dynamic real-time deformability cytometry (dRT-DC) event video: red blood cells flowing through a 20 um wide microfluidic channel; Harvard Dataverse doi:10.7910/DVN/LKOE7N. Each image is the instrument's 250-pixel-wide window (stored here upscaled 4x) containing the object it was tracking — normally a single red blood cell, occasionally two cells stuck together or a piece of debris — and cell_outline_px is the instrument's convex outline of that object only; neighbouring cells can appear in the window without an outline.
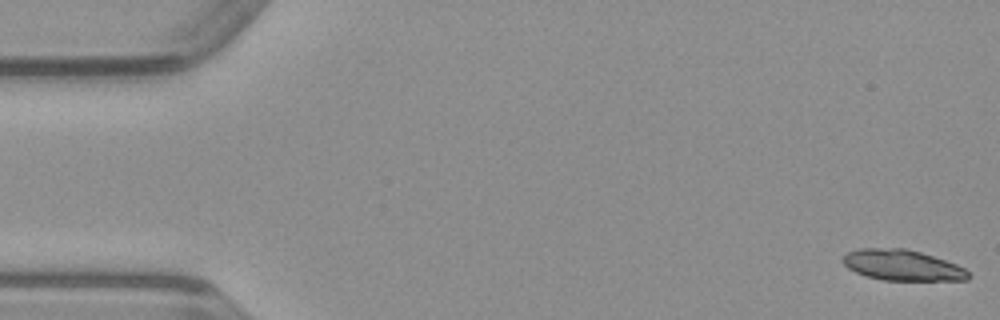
{"species": "common noctule bat (a hibernating species)", "species_latin": "Nyctalus noctula", "temperature_condition": "warm", "stored_images_in_passage": 49, "segment_of_instrument_passage": [1, 2], "camera_frame_rate_fps": 3000, "um_per_image_px": 0.085, "animal": {"sex": "male", "body_mass_g": 23.1, "forearm_length_mm": 52.7}, "frame": {"image": 1, "passage_image": 1, "time_ms": 0.0, "image_size_px": [1000, 320], "cell_outline_px": [[972, 276], [968, 280], [884, 280], [864, 276], [848, 268], [840, 260], [848, 252], [860, 248], [904, 248], [920, 252], [956, 264], [964, 268]], "centroid_in_image_um": [76.68, 22.55], "position_along_channel_um": 8.3, "area_um2": 22.43}}
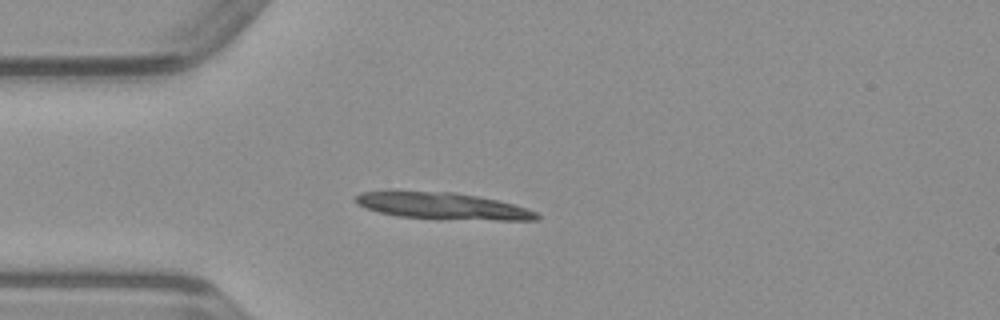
{"frame": {"image": 2, "passage_image": 13, "time_ms": 4.0, "image_size_px": [1000, 320], "cell_outline_px": [[540, 220], [440, 220], [396, 216], [380, 212], [356, 204], [352, 200], [360, 192], [388, 188], [456, 192], [516, 204], [528, 208], [536, 212], [540, 216]], "centroid_in_image_um": [37.52, 17.48], "position_along_channel_um": 47.5, "area_um2": 29.77}}